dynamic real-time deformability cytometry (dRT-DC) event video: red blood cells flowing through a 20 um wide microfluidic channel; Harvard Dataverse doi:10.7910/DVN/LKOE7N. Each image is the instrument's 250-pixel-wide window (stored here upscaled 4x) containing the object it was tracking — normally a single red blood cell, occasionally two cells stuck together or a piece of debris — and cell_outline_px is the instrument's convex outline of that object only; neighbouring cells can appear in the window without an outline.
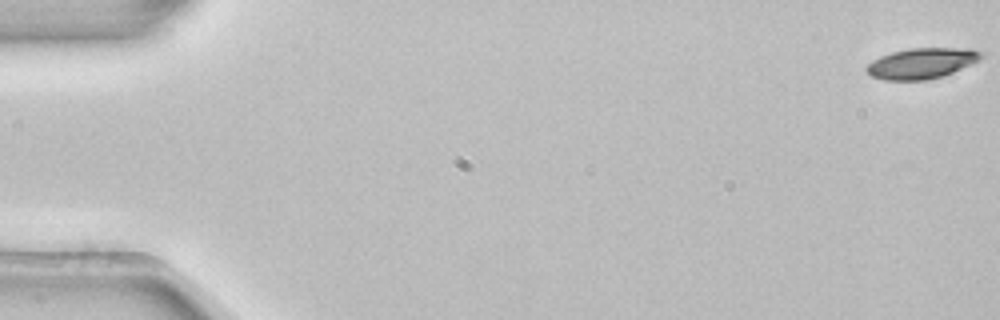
{"species": "common noctule bat (a hibernating species)", "species_latin": "Nyctalus noctula", "temperature_condition": "room temperature", "stored_images_in_passage": 54, "camera_frame_rate_fps": 3000, "um_per_image_px": 0.085, "animal": {"sex": "female", "body_mass_g": 22.7, "forearm_length_mm": 54.2}, "frame": {"image": 1, "passage_image": 1, "time_ms": 0.0, "image_size_px": [1000, 320], "cell_outline_px": [[984, 56], [980, 60], [972, 64], [944, 76], [928, 80], [884, 80], [872, 76], [864, 68], [872, 60], [880, 56], [892, 52], [908, 48], [972, 48], [984, 52]], "centroid_in_image_um": [78.38, 5.37], "position_along_channel_um": 6.6, "area_um2": 20.75}}
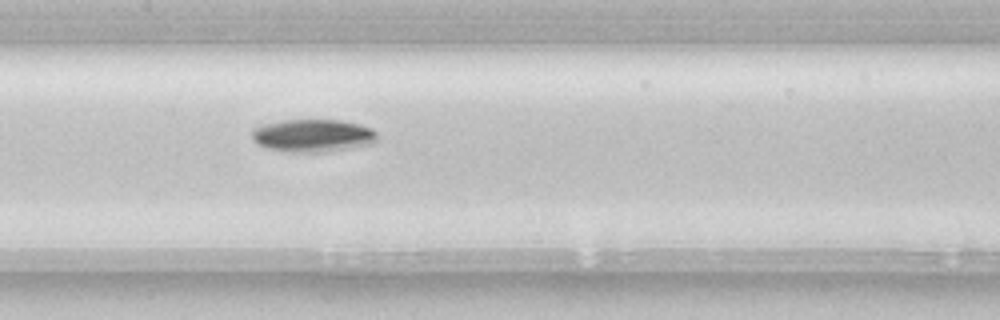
{"frame": {"image": 2, "passage_image": 27, "time_ms": 8.667, "image_size_px": [1000, 320], "cell_outline_px": [[376, 140], [372, 144], [328, 152], [288, 152], [268, 148], [256, 144], [252, 140], [252, 128], [264, 124], [284, 120], [340, 120], [360, 124], [372, 128], [376, 132]], "centroid_in_image_um": [26.58, 11.53], "position_along_channel_um": 180.8, "area_um2": 24.1}}
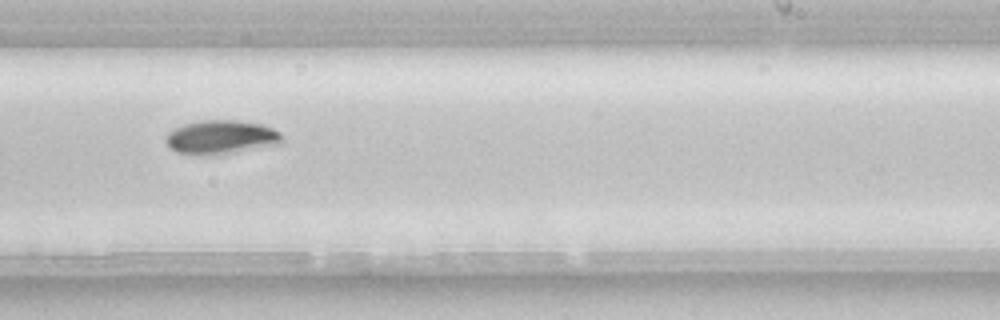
{"frame": {"image": 3, "passage_image": 34, "time_ms": 11.0, "image_size_px": [1000, 320], "cell_outline_px": [[284, 140], [280, 144], [224, 156], [200, 156], [176, 152], [164, 140], [164, 136], [168, 132], [184, 124], [200, 120], [236, 120], [264, 124], [280, 132], [284, 136]], "centroid_in_image_um": [18.84, 11.69], "position_along_channel_um": 270.2, "area_um2": 23.87}, "authors_computed_cell_mechanics": {"area_um2": 21.2704, "velocity_mm_per_s": 3.8568, "shape_relaxation_time_tau1_ms": 8.6298, "shape_relaxation_time_tau2_ms": null, "deformation_change_tau1": 0.2352, "deformation_change_tau2": null}}